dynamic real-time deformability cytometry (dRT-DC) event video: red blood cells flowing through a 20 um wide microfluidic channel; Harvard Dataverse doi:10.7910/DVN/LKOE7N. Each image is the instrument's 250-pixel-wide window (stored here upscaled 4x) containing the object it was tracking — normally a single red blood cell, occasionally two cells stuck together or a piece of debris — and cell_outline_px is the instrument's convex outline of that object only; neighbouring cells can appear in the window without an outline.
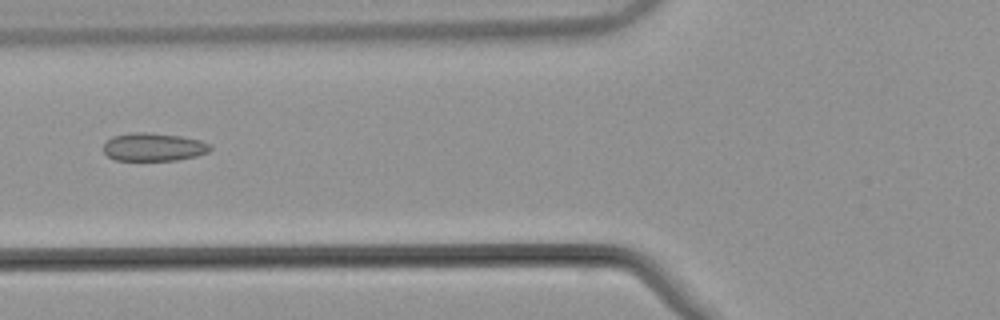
{"species": "common noctule bat (a hibernating species)", "species_latin": "Nyctalus noctula", "temperature_condition": "warm", "stored_images_in_passage": 45, "camera_frame_rate_fps": 3000, "um_per_image_px": 0.085, "animal": {"sex": "male", "body_mass_g": 21.5, "forearm_length_mm": 52.0}, "frame": {"image": 1, "passage_image": 13, "time_ms": 4.0, "image_size_px": [1000, 320], "cell_outline_px": [[212, 148], [208, 152], [196, 156], [176, 160], [116, 160], [108, 156], [104, 152], [104, 144], [112, 136], [128, 132], [148, 132], [180, 136], [200, 140], [212, 144]], "centroid_in_image_um": [13.06, 12.48], "position_along_channel_um": 112.7, "area_um2": 17.57}}
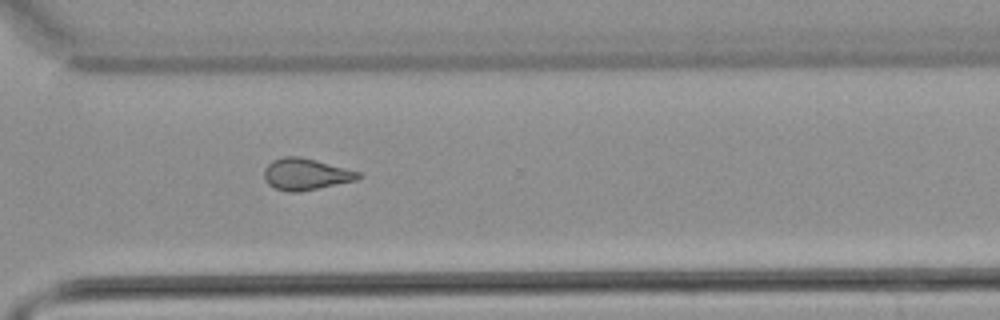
{"frame": {"image": 2, "passage_image": 31, "time_ms": 10.0, "image_size_px": [1000, 320], "cell_outline_px": [[364, 176], [356, 180], [296, 192], [288, 192], [276, 188], [268, 184], [264, 176], [264, 168], [272, 160], [284, 156], [300, 156], [316, 160], [360, 172]], "centroid_in_image_um": [25.98, 14.79], "position_along_channel_um": 344.6, "area_um2": 17.17}}
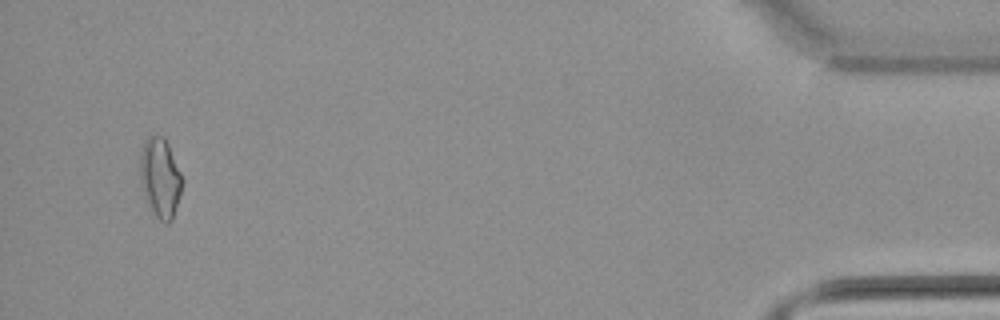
{"frame": {"image": 3, "passage_image": 43, "time_ms": 14.0, "image_size_px": [1000, 320], "cell_outline_px": [[184, 180], [172, 220], [168, 224], [164, 224], [156, 216], [148, 204], [144, 196], [140, 184], [140, 148], [144, 140], [148, 136], [164, 136], [168, 144]], "centroid_in_image_um": [13.6, 15.09], "position_along_channel_um": 421.6, "area_um2": 19.71}, "authors_computed_cell_mechanics": {"area_um2": 17.2822, "velocity_mm_per_s": 3.8679, "shape_relaxation_time_tau1_ms": null, "shape_relaxation_time_tau2_ms": 2.2917, "deformation_change_tau1": null, "deformation_change_tau2": 0.0947}}